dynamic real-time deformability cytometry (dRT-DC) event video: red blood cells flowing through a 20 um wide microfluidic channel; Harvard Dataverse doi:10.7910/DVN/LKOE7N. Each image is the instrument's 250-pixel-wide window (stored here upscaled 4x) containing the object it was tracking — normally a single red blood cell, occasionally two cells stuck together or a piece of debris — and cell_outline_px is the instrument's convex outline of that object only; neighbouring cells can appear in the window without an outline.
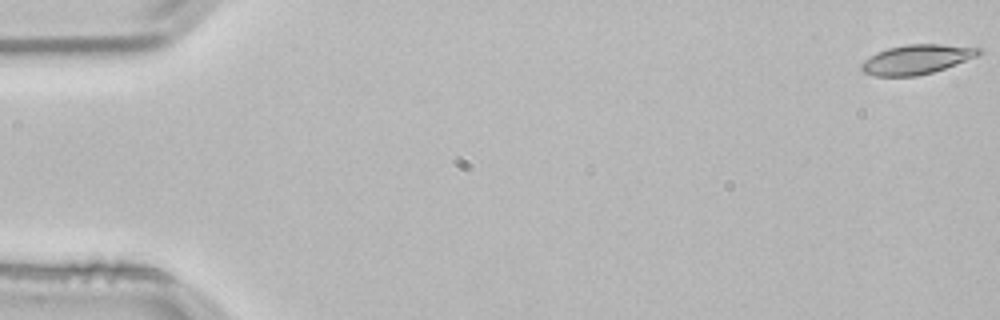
{"species": "common noctule bat (a hibernating species)", "species_latin": "Nyctalus noctula", "temperature_condition": "room temperature", "stored_images_in_passage": 54, "camera_frame_rate_fps": 3000, "um_per_image_px": 0.085, "animal": {"sex": "male", "body_mass_g": 21.5, "forearm_length_mm": 52.0}, "frame": {"image": 1, "passage_image": 1, "time_ms": 0.0, "image_size_px": [1000, 320], "cell_outline_px": [[984, 52], [976, 56], [944, 68], [932, 72], [916, 76], [876, 76], [864, 72], [860, 68], [860, 64], [864, 60], [876, 52], [888, 48], [908, 44], [940, 44], [980, 48]], "centroid_in_image_um": [77.88, 5.04], "position_along_channel_um": 7.1, "area_um2": 19.94}}
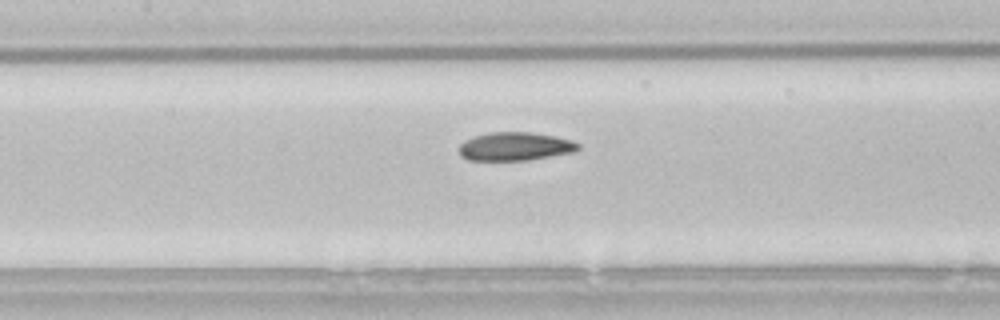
{"frame": {"image": 2, "passage_image": 25, "time_ms": 8.0, "image_size_px": [1000, 320], "cell_outline_px": [[580, 148], [576, 152], [528, 160], [468, 160], [460, 156], [460, 144], [472, 136], [488, 132], [528, 132], [556, 136], [572, 140], [580, 144]], "centroid_in_image_um": [43.81, 12.44], "position_along_channel_um": 163.6, "area_um2": 19.88}}
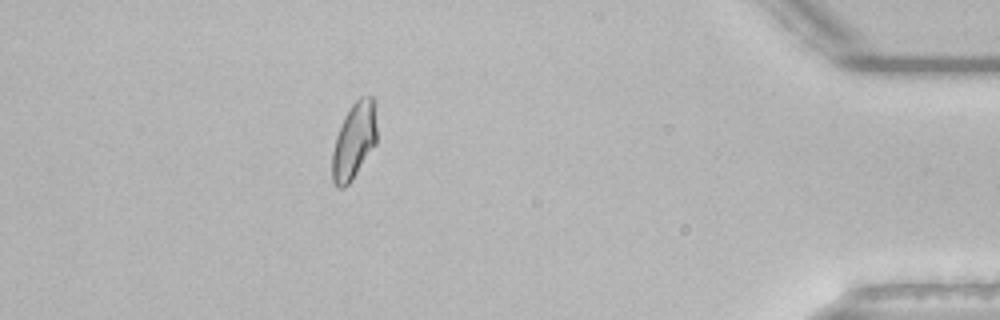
{"frame": {"image": 3, "passage_image": 48, "time_ms": 15.667, "image_size_px": [1000, 320], "cell_outline_px": [[376, 144], [352, 180], [344, 188], [336, 188], [332, 180], [332, 152], [336, 136], [344, 116], [352, 104], [360, 96], [372, 96], [376, 128]], "centroid_in_image_um": [30.07, 12.01], "position_along_channel_um": 405.1, "area_um2": 19.77}, "authors_computed_cell_mechanics": {"area_um2": 19.941, "velocity_mm_per_s": 3.8101, "shape_relaxation_time_tau1_ms": null, "shape_relaxation_time_tau2_ms": 2.8434, "deformation_change_tau1": null, "deformation_change_tau2": 0.076}}